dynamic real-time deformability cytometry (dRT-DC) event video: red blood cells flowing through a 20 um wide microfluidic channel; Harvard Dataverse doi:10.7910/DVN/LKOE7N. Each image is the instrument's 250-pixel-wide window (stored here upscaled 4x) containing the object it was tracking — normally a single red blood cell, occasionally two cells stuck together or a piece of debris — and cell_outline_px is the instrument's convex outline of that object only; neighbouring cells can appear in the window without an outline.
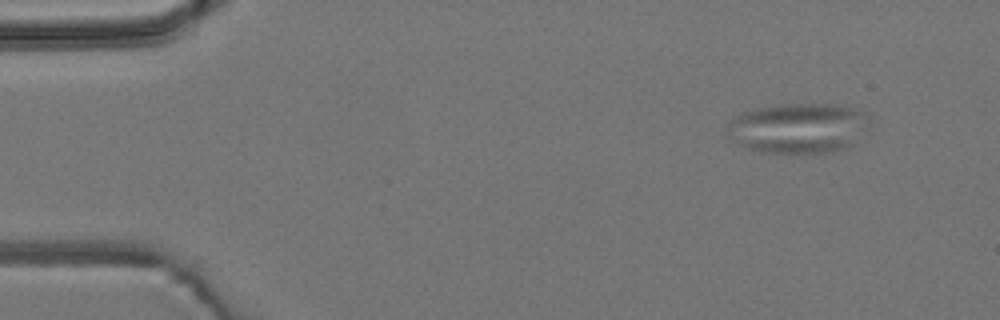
{"species": "common noctule bat (a hibernating species)", "species_latin": "Nyctalus noctula", "temperature_condition": "room temperature", "stored_images_in_passage": 3, "camera_frame_rate_fps": 3000, "um_per_image_px": 0.085, "animal": {"sex": "male", "body_mass_g": 19.2, "forearm_length_mm": 51.8}, "frame": {"image": 1, "passage_image": 1, "time_ms": 0.0, "image_size_px": [1000, 320], "cell_outline_px": [[872, 128], [852, 144], [840, 148], [824, 152], [764, 152], [748, 148], [736, 144], [728, 132], [728, 124], [732, 116], [756, 108], [780, 104], [836, 104], [860, 108], [864, 112]], "centroid_in_image_um": [67.9, 10.85], "position_along_channel_um": 17.1, "area_um2": 41.67}}